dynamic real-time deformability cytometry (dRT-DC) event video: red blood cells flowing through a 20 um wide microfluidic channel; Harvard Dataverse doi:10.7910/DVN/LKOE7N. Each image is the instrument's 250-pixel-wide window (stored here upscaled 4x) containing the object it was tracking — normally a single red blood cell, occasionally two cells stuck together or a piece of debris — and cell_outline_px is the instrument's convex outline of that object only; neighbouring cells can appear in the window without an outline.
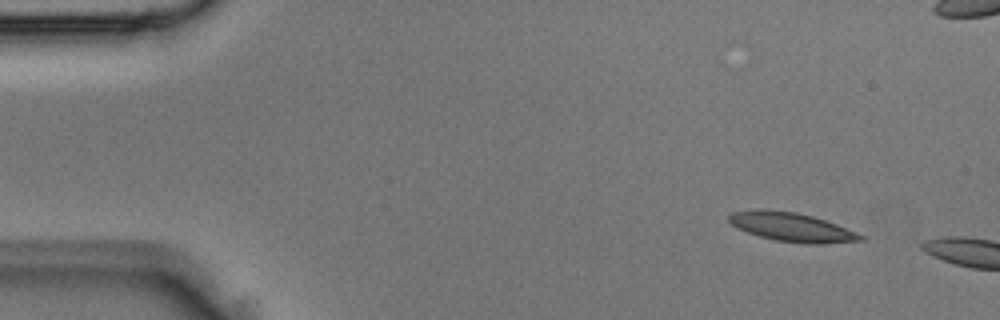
{"species": "Egyptian fruit bat (a non-hibernating species)", "species_latin": "Rousettus aegyptiacus", "temperature_condition": "room temperature", "stored_images_in_passage": 3, "camera_frame_rate_fps": 3000, "um_per_image_px": 0.085, "animal": {"sex": "male"}, "frame": {"image": 1, "passage_image": 1, "time_ms": 0.0, "image_size_px": [1000, 320], "cell_outline_px": [[864, 240], [824, 244], [808, 244], [776, 240], [760, 236], [748, 232], [732, 224], [728, 220], [728, 212], [756, 208], [760, 208], [796, 212], [812, 216], [836, 224], [856, 232], [864, 236]], "centroid_in_image_um": [67.26, 19.28], "position_along_channel_um": 17.7, "area_um2": 22.2}}